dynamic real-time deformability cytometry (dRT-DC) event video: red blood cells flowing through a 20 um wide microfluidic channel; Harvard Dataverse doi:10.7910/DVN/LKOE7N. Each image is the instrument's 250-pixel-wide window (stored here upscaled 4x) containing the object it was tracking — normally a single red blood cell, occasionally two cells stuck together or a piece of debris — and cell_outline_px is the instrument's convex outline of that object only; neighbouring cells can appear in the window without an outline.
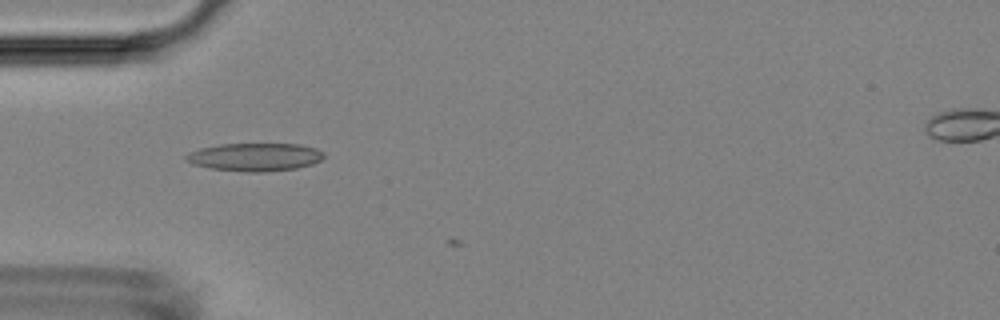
{"species": "Egyptian fruit bat (a non-hibernating species)", "species_latin": "Rousettus aegyptiacus", "temperature_condition": "room temperature", "stored_images_in_passage": 5, "camera_frame_rate_fps": 3000, "um_per_image_px": 0.085, "animal": {"sex": "female"}, "frame": {"image": 1, "passage_image": 3, "time_ms": 0.667, "image_size_px": [1000, 320], "cell_outline_px": [[324, 156], [320, 160], [312, 164], [296, 168], [264, 172], [244, 172], [208, 168], [192, 164], [184, 160], [184, 156], [188, 152], [200, 148], [220, 144], [300, 144], [316, 148], [324, 152]], "centroid_in_image_um": [21.63, 13.35], "position_along_channel_um": 63.4, "area_um2": 22.72}}